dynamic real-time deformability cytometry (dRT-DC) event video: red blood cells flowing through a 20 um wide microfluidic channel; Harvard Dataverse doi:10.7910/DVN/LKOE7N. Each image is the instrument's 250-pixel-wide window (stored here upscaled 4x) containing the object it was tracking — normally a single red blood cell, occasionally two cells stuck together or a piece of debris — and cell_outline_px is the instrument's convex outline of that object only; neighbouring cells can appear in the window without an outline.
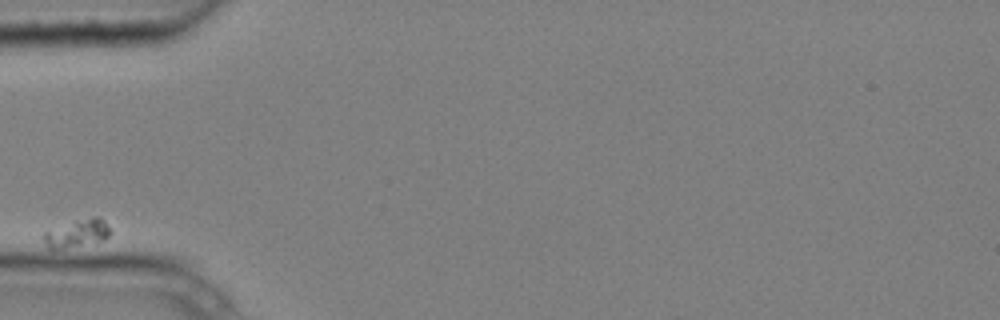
{"species": "common noctule bat (a hibernating species)", "species_latin": "Nyctalus noctula", "temperature_condition": "cold", "stored_images_in_passage": 10, "camera_frame_rate_fps": 3000, "um_per_image_px": 0.085, "animal": {"sex": "male", "body_mass_g": 20.4}, "frame": {"image": 1, "passage_image": 1, "time_ms": 0.0, "image_size_px": [1000, 320], "cell_outline_px": [[112, 232], [104, 240], [64, 248], [48, 248], [44, 240], [44, 232], [76, 220], [92, 216], [96, 216], [104, 220]], "centroid_in_image_um": [6.6, 19.81], "position_along_channel_um": 78.4, "area_um2": 10.52}}
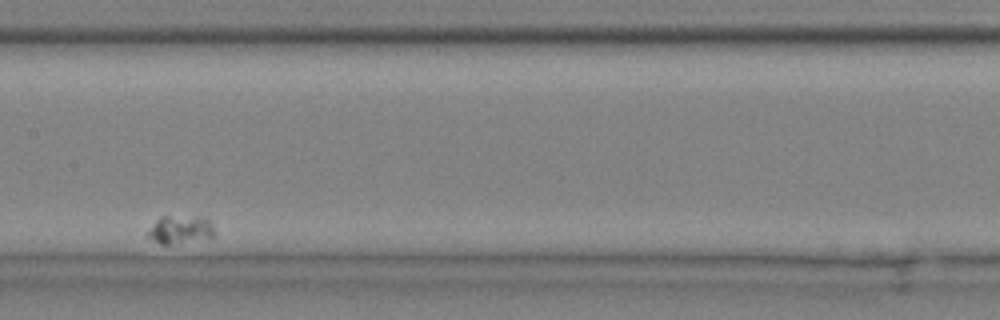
{"frame": {"image": 2, "passage_image": 5, "time_ms": 1.333, "image_size_px": [1000, 320], "cell_outline_px": [[216, 232], [212, 236], [168, 244], [160, 244], [148, 236], [148, 232], [156, 220], [164, 216], [168, 216], [208, 220], [212, 224]], "centroid_in_image_um": [15.29, 19.53], "position_along_channel_um": 192.1, "area_um2": 10.06}}
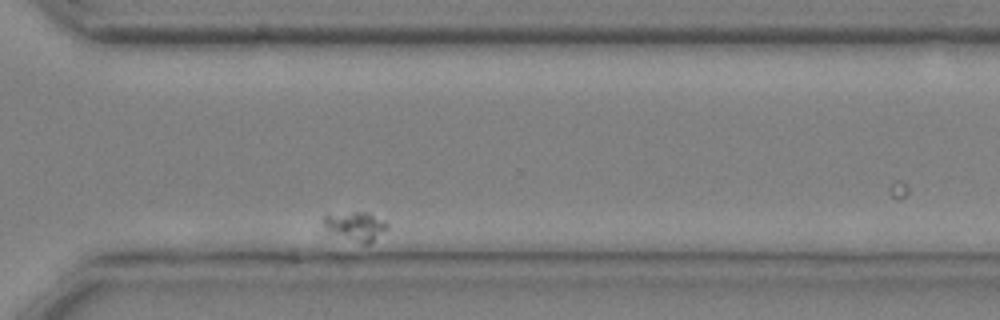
{"frame": {"image": 3, "passage_image": 9, "time_ms": 2.667, "image_size_px": [1000, 320], "cell_outline_px": [[388, 228], [368, 244], [364, 244], [328, 228], [320, 220], [324, 216], [352, 212], [368, 212], [384, 220], [388, 224]], "centroid_in_image_um": [30.31, 19.18], "position_along_channel_um": 340.3, "area_um2": 10.0}}